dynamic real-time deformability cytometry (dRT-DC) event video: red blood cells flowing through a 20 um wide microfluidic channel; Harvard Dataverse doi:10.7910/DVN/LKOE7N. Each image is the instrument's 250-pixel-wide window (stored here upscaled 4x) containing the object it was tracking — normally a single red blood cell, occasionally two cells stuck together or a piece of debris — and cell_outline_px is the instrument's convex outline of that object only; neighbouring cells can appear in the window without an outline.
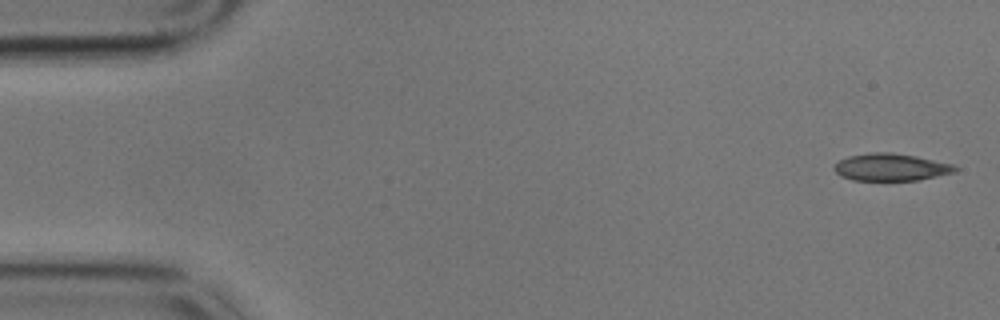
{"species": "common noctule bat (a hibernating species)", "species_latin": "Nyctalus noctula", "temperature_condition": "cold", "stored_images_in_passage": 57, "camera_frame_rate_fps": 3000, "um_per_image_px": 0.085, "animal": {"sex": "male", "body_mass_g": 17.9}, "frame": {"image": 1, "passage_image": 1, "time_ms": 0.0, "image_size_px": [1000, 320], "cell_outline_px": [[960, 168], [956, 172], [916, 180], [852, 180], [840, 176], [832, 168], [840, 160], [848, 156], [872, 152], [892, 152], [916, 156], [952, 164]], "centroid_in_image_um": [75.72, 14.2], "position_along_channel_um": 9.3, "area_um2": 19.19}}
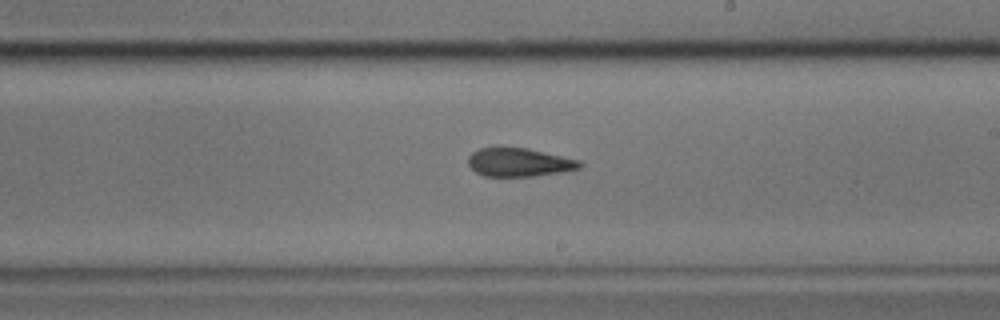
{"frame": {"image": 2, "passage_image": 32, "time_ms": 10.333, "image_size_px": [1000, 320], "cell_outline_px": [[584, 164], [580, 168], [564, 172], [532, 176], [484, 176], [476, 172], [468, 164], [468, 156], [472, 152], [480, 148], [528, 148], [580, 160]], "centroid_in_image_um": [44.16, 13.8], "position_along_channel_um": 244.8, "area_um2": 18.5}}
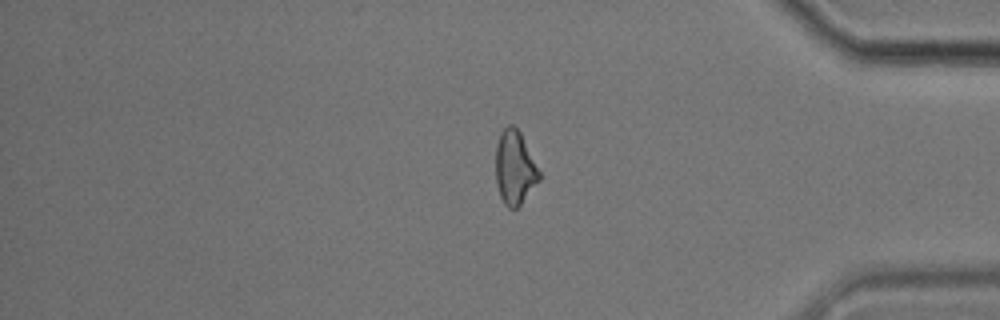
{"frame": {"image": 3, "passage_image": 47, "time_ms": 15.333, "image_size_px": [1000, 320], "cell_outline_px": [[540, 180], [520, 204], [516, 208], [508, 208], [504, 204], [500, 196], [496, 184], [496, 144], [500, 132], [508, 124], [512, 124], [520, 132], [540, 172]], "centroid_in_image_um": [43.73, 14.25], "position_along_channel_um": 391.5, "area_um2": 18.61}, "authors_computed_cell_mechanics": {"area_um2": 19.363, "velocity_mm_per_s": 3.4333, "shape_relaxation_time_tau1_ms": 8.7024, "shape_relaxation_time_tau2_ms": 4.6687, "deformation_change_tau1": 0.1955, "deformation_change_tau2": 0.1427}}